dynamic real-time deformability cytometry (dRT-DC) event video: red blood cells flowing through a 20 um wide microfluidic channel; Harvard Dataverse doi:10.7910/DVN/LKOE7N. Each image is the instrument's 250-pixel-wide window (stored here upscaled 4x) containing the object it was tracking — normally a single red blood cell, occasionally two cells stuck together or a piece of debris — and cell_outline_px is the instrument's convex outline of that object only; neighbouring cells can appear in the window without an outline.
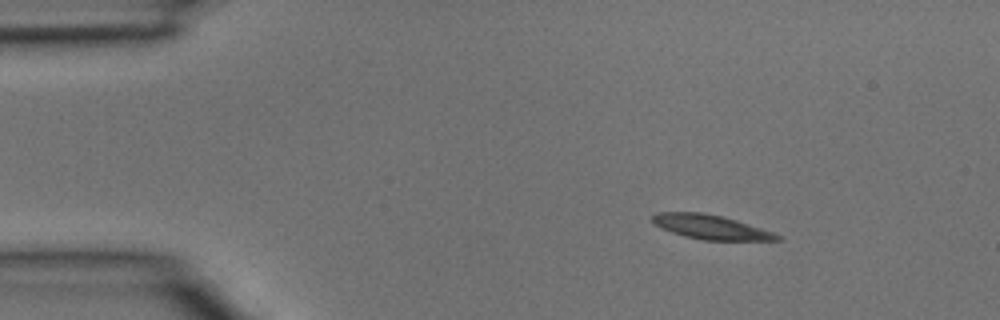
{"species": "common noctule bat (a hibernating species)", "species_latin": "Nyctalus noctula", "temperature_condition": "room temperature", "stored_images_in_passage": 3, "camera_frame_rate_fps": 3000, "um_per_image_px": 0.085, "animal": {"sex": "male", "body_mass_g": 15.6}, "frame": {"image": 1, "passage_image": 1, "time_ms": 0.0, "image_size_px": [1000, 320], "cell_outline_px": [[784, 236], [780, 240], [704, 240], [684, 236], [660, 228], [652, 224], [652, 216], [656, 212], [700, 212], [720, 216], [736, 220]], "centroid_in_image_um": [60.37, 19.3], "position_along_channel_um": 24.6, "area_um2": 17.57}}
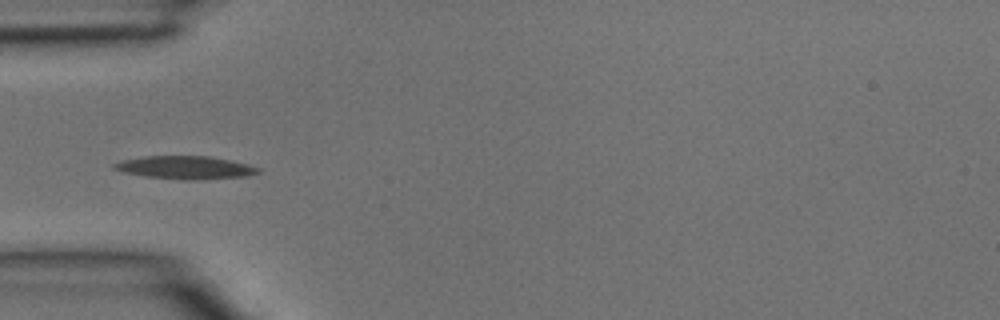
{"frame": {"image": 2, "passage_image": 3, "time_ms": 0.667, "image_size_px": [1000, 320], "cell_outline_px": [[260, 172], [244, 176], [196, 180], [184, 180], [144, 176], [124, 172], [112, 168], [112, 164], [120, 160], [144, 156], [208, 156], [232, 160], [248, 164], [260, 168]], "centroid_in_image_um": [15.72, 14.23], "position_along_channel_um": 69.3, "area_um2": 19.36}}